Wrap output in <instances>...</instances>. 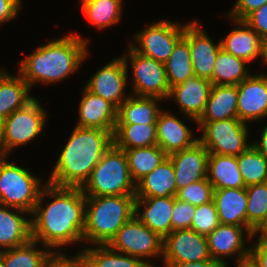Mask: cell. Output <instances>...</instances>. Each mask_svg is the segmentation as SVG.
I'll use <instances>...</instances> for the list:
<instances>
[{
	"label": "cell",
	"instance_id": "obj_30",
	"mask_svg": "<svg viewBox=\"0 0 267 267\" xmlns=\"http://www.w3.org/2000/svg\"><path fill=\"white\" fill-rule=\"evenodd\" d=\"M113 144L119 149L157 145L156 124H116Z\"/></svg>",
	"mask_w": 267,
	"mask_h": 267
},
{
	"label": "cell",
	"instance_id": "obj_36",
	"mask_svg": "<svg viewBox=\"0 0 267 267\" xmlns=\"http://www.w3.org/2000/svg\"><path fill=\"white\" fill-rule=\"evenodd\" d=\"M90 267H150L142 259L112 250L108 245L82 250Z\"/></svg>",
	"mask_w": 267,
	"mask_h": 267
},
{
	"label": "cell",
	"instance_id": "obj_29",
	"mask_svg": "<svg viewBox=\"0 0 267 267\" xmlns=\"http://www.w3.org/2000/svg\"><path fill=\"white\" fill-rule=\"evenodd\" d=\"M206 178L214 190L246 188L236 156L209 153Z\"/></svg>",
	"mask_w": 267,
	"mask_h": 267
},
{
	"label": "cell",
	"instance_id": "obj_40",
	"mask_svg": "<svg viewBox=\"0 0 267 267\" xmlns=\"http://www.w3.org/2000/svg\"><path fill=\"white\" fill-rule=\"evenodd\" d=\"M220 225L218 213L213 200L196 206L190 229L207 236Z\"/></svg>",
	"mask_w": 267,
	"mask_h": 267
},
{
	"label": "cell",
	"instance_id": "obj_3",
	"mask_svg": "<svg viewBox=\"0 0 267 267\" xmlns=\"http://www.w3.org/2000/svg\"><path fill=\"white\" fill-rule=\"evenodd\" d=\"M88 40L78 34L54 39L22 59L19 74L30 88L37 82H60L76 72L88 57Z\"/></svg>",
	"mask_w": 267,
	"mask_h": 267
},
{
	"label": "cell",
	"instance_id": "obj_14",
	"mask_svg": "<svg viewBox=\"0 0 267 267\" xmlns=\"http://www.w3.org/2000/svg\"><path fill=\"white\" fill-rule=\"evenodd\" d=\"M244 228L245 227L235 225L220 224L213 232L206 236L211 258L220 267L228 264L224 260V257L237 255L236 262L249 259L250 248L245 247L246 241H244L245 238L243 235L246 232L245 235H247L249 241H251L254 236Z\"/></svg>",
	"mask_w": 267,
	"mask_h": 267
},
{
	"label": "cell",
	"instance_id": "obj_6",
	"mask_svg": "<svg viewBox=\"0 0 267 267\" xmlns=\"http://www.w3.org/2000/svg\"><path fill=\"white\" fill-rule=\"evenodd\" d=\"M42 179L6 158L0 159V204L32 214L38 201Z\"/></svg>",
	"mask_w": 267,
	"mask_h": 267
},
{
	"label": "cell",
	"instance_id": "obj_52",
	"mask_svg": "<svg viewBox=\"0 0 267 267\" xmlns=\"http://www.w3.org/2000/svg\"><path fill=\"white\" fill-rule=\"evenodd\" d=\"M237 267H256L250 259L242 261V262H236ZM225 267H228V265H226Z\"/></svg>",
	"mask_w": 267,
	"mask_h": 267
},
{
	"label": "cell",
	"instance_id": "obj_32",
	"mask_svg": "<svg viewBox=\"0 0 267 267\" xmlns=\"http://www.w3.org/2000/svg\"><path fill=\"white\" fill-rule=\"evenodd\" d=\"M242 58L235 57L230 53L220 49L215 65L212 78L213 85H238L250 76L247 64Z\"/></svg>",
	"mask_w": 267,
	"mask_h": 267
},
{
	"label": "cell",
	"instance_id": "obj_51",
	"mask_svg": "<svg viewBox=\"0 0 267 267\" xmlns=\"http://www.w3.org/2000/svg\"><path fill=\"white\" fill-rule=\"evenodd\" d=\"M259 235V239L267 242V221L261 226V228L256 232Z\"/></svg>",
	"mask_w": 267,
	"mask_h": 267
},
{
	"label": "cell",
	"instance_id": "obj_8",
	"mask_svg": "<svg viewBox=\"0 0 267 267\" xmlns=\"http://www.w3.org/2000/svg\"><path fill=\"white\" fill-rule=\"evenodd\" d=\"M128 54V55H127ZM126 67L131 62L134 96L159 97L166 101L170 94L165 63L141 55L132 47L122 56ZM128 58V59H127Z\"/></svg>",
	"mask_w": 267,
	"mask_h": 267
},
{
	"label": "cell",
	"instance_id": "obj_15",
	"mask_svg": "<svg viewBox=\"0 0 267 267\" xmlns=\"http://www.w3.org/2000/svg\"><path fill=\"white\" fill-rule=\"evenodd\" d=\"M183 36L189 43L194 75L210 80L221 42L215 45L196 20L186 24Z\"/></svg>",
	"mask_w": 267,
	"mask_h": 267
},
{
	"label": "cell",
	"instance_id": "obj_49",
	"mask_svg": "<svg viewBox=\"0 0 267 267\" xmlns=\"http://www.w3.org/2000/svg\"><path fill=\"white\" fill-rule=\"evenodd\" d=\"M9 154L6 152L5 142H4V122L0 120V159L8 158Z\"/></svg>",
	"mask_w": 267,
	"mask_h": 267
},
{
	"label": "cell",
	"instance_id": "obj_37",
	"mask_svg": "<svg viewBox=\"0 0 267 267\" xmlns=\"http://www.w3.org/2000/svg\"><path fill=\"white\" fill-rule=\"evenodd\" d=\"M236 157L246 187L267 182V159L253 145Z\"/></svg>",
	"mask_w": 267,
	"mask_h": 267
},
{
	"label": "cell",
	"instance_id": "obj_1",
	"mask_svg": "<svg viewBox=\"0 0 267 267\" xmlns=\"http://www.w3.org/2000/svg\"><path fill=\"white\" fill-rule=\"evenodd\" d=\"M31 218L32 240L52 249L83 241L86 196L81 188L43 184ZM45 196L53 198L43 208Z\"/></svg>",
	"mask_w": 267,
	"mask_h": 267
},
{
	"label": "cell",
	"instance_id": "obj_20",
	"mask_svg": "<svg viewBox=\"0 0 267 267\" xmlns=\"http://www.w3.org/2000/svg\"><path fill=\"white\" fill-rule=\"evenodd\" d=\"M157 145L170 155L192 147L199 138L193 137V131L180 118L169 111L162 110L156 120Z\"/></svg>",
	"mask_w": 267,
	"mask_h": 267
},
{
	"label": "cell",
	"instance_id": "obj_13",
	"mask_svg": "<svg viewBox=\"0 0 267 267\" xmlns=\"http://www.w3.org/2000/svg\"><path fill=\"white\" fill-rule=\"evenodd\" d=\"M164 262H197L213 260L207 237L191 229L175 230L163 239Z\"/></svg>",
	"mask_w": 267,
	"mask_h": 267
},
{
	"label": "cell",
	"instance_id": "obj_4",
	"mask_svg": "<svg viewBox=\"0 0 267 267\" xmlns=\"http://www.w3.org/2000/svg\"><path fill=\"white\" fill-rule=\"evenodd\" d=\"M135 195L86 197L83 241L108 245L135 216Z\"/></svg>",
	"mask_w": 267,
	"mask_h": 267
},
{
	"label": "cell",
	"instance_id": "obj_28",
	"mask_svg": "<svg viewBox=\"0 0 267 267\" xmlns=\"http://www.w3.org/2000/svg\"><path fill=\"white\" fill-rule=\"evenodd\" d=\"M161 100L164 99L130 95L117 109L116 124H156L162 111L158 107Z\"/></svg>",
	"mask_w": 267,
	"mask_h": 267
},
{
	"label": "cell",
	"instance_id": "obj_50",
	"mask_svg": "<svg viewBox=\"0 0 267 267\" xmlns=\"http://www.w3.org/2000/svg\"><path fill=\"white\" fill-rule=\"evenodd\" d=\"M259 58H261V62H262V63L267 64V40H265V41L263 42V45H262V52H261V57H259ZM259 75H261V76L267 78V73H266V74H265V73H261V74H259Z\"/></svg>",
	"mask_w": 267,
	"mask_h": 267
},
{
	"label": "cell",
	"instance_id": "obj_5",
	"mask_svg": "<svg viewBox=\"0 0 267 267\" xmlns=\"http://www.w3.org/2000/svg\"><path fill=\"white\" fill-rule=\"evenodd\" d=\"M81 189L86 197L135 195L125 151L112 144Z\"/></svg>",
	"mask_w": 267,
	"mask_h": 267
},
{
	"label": "cell",
	"instance_id": "obj_45",
	"mask_svg": "<svg viewBox=\"0 0 267 267\" xmlns=\"http://www.w3.org/2000/svg\"><path fill=\"white\" fill-rule=\"evenodd\" d=\"M253 245L250 247L249 259L256 267H267V242L258 238Z\"/></svg>",
	"mask_w": 267,
	"mask_h": 267
},
{
	"label": "cell",
	"instance_id": "obj_41",
	"mask_svg": "<svg viewBox=\"0 0 267 267\" xmlns=\"http://www.w3.org/2000/svg\"><path fill=\"white\" fill-rule=\"evenodd\" d=\"M196 207L175 198L172 209V231L190 229Z\"/></svg>",
	"mask_w": 267,
	"mask_h": 267
},
{
	"label": "cell",
	"instance_id": "obj_25",
	"mask_svg": "<svg viewBox=\"0 0 267 267\" xmlns=\"http://www.w3.org/2000/svg\"><path fill=\"white\" fill-rule=\"evenodd\" d=\"M176 176L171 159L167 157L153 172L136 183V198L177 195Z\"/></svg>",
	"mask_w": 267,
	"mask_h": 267
},
{
	"label": "cell",
	"instance_id": "obj_10",
	"mask_svg": "<svg viewBox=\"0 0 267 267\" xmlns=\"http://www.w3.org/2000/svg\"><path fill=\"white\" fill-rule=\"evenodd\" d=\"M47 115L37 98L11 113L3 121L6 152L9 154V150L30 143L38 137L48 120Z\"/></svg>",
	"mask_w": 267,
	"mask_h": 267
},
{
	"label": "cell",
	"instance_id": "obj_26",
	"mask_svg": "<svg viewBox=\"0 0 267 267\" xmlns=\"http://www.w3.org/2000/svg\"><path fill=\"white\" fill-rule=\"evenodd\" d=\"M19 75V76H18ZM18 75L0 70V120H5L15 110L25 107L35 97L29 95V84Z\"/></svg>",
	"mask_w": 267,
	"mask_h": 267
},
{
	"label": "cell",
	"instance_id": "obj_7",
	"mask_svg": "<svg viewBox=\"0 0 267 267\" xmlns=\"http://www.w3.org/2000/svg\"><path fill=\"white\" fill-rule=\"evenodd\" d=\"M203 136L199 142L209 151L218 155L238 156L251 145L247 140L248 126L238 118L213 122H196Z\"/></svg>",
	"mask_w": 267,
	"mask_h": 267
},
{
	"label": "cell",
	"instance_id": "obj_48",
	"mask_svg": "<svg viewBox=\"0 0 267 267\" xmlns=\"http://www.w3.org/2000/svg\"><path fill=\"white\" fill-rule=\"evenodd\" d=\"M259 140L253 142L252 145L267 159V125L263 127Z\"/></svg>",
	"mask_w": 267,
	"mask_h": 267
},
{
	"label": "cell",
	"instance_id": "obj_24",
	"mask_svg": "<svg viewBox=\"0 0 267 267\" xmlns=\"http://www.w3.org/2000/svg\"><path fill=\"white\" fill-rule=\"evenodd\" d=\"M238 25L232 29L226 38L220 39L221 49L250 63L257 57H261L264 40L243 20L233 19Z\"/></svg>",
	"mask_w": 267,
	"mask_h": 267
},
{
	"label": "cell",
	"instance_id": "obj_42",
	"mask_svg": "<svg viewBox=\"0 0 267 267\" xmlns=\"http://www.w3.org/2000/svg\"><path fill=\"white\" fill-rule=\"evenodd\" d=\"M78 253V254H77ZM72 258L61 252L52 251L45 267H90L83 251L77 252Z\"/></svg>",
	"mask_w": 267,
	"mask_h": 267
},
{
	"label": "cell",
	"instance_id": "obj_47",
	"mask_svg": "<svg viewBox=\"0 0 267 267\" xmlns=\"http://www.w3.org/2000/svg\"><path fill=\"white\" fill-rule=\"evenodd\" d=\"M163 267H220L214 260L197 262H163Z\"/></svg>",
	"mask_w": 267,
	"mask_h": 267
},
{
	"label": "cell",
	"instance_id": "obj_11",
	"mask_svg": "<svg viewBox=\"0 0 267 267\" xmlns=\"http://www.w3.org/2000/svg\"><path fill=\"white\" fill-rule=\"evenodd\" d=\"M185 26L186 24L179 25L163 19L136 33L135 38L139 46L136 43L130 45L141 55L165 63L175 44L183 36Z\"/></svg>",
	"mask_w": 267,
	"mask_h": 267
},
{
	"label": "cell",
	"instance_id": "obj_16",
	"mask_svg": "<svg viewBox=\"0 0 267 267\" xmlns=\"http://www.w3.org/2000/svg\"><path fill=\"white\" fill-rule=\"evenodd\" d=\"M212 86L210 80L192 76L172 87L168 100L173 98L184 117L197 122L205 110Z\"/></svg>",
	"mask_w": 267,
	"mask_h": 267
},
{
	"label": "cell",
	"instance_id": "obj_22",
	"mask_svg": "<svg viewBox=\"0 0 267 267\" xmlns=\"http://www.w3.org/2000/svg\"><path fill=\"white\" fill-rule=\"evenodd\" d=\"M215 204L220 224L245 227L253 236L256 234L246 225V188H223L214 190Z\"/></svg>",
	"mask_w": 267,
	"mask_h": 267
},
{
	"label": "cell",
	"instance_id": "obj_35",
	"mask_svg": "<svg viewBox=\"0 0 267 267\" xmlns=\"http://www.w3.org/2000/svg\"><path fill=\"white\" fill-rule=\"evenodd\" d=\"M37 241L30 240L24 245L0 251L3 256L4 267H45L52 251L36 249Z\"/></svg>",
	"mask_w": 267,
	"mask_h": 267
},
{
	"label": "cell",
	"instance_id": "obj_43",
	"mask_svg": "<svg viewBox=\"0 0 267 267\" xmlns=\"http://www.w3.org/2000/svg\"><path fill=\"white\" fill-rule=\"evenodd\" d=\"M260 37L267 40V3L251 12L244 20Z\"/></svg>",
	"mask_w": 267,
	"mask_h": 267
},
{
	"label": "cell",
	"instance_id": "obj_34",
	"mask_svg": "<svg viewBox=\"0 0 267 267\" xmlns=\"http://www.w3.org/2000/svg\"><path fill=\"white\" fill-rule=\"evenodd\" d=\"M168 85L170 89L195 76L188 40L182 36L175 44L172 54L165 62Z\"/></svg>",
	"mask_w": 267,
	"mask_h": 267
},
{
	"label": "cell",
	"instance_id": "obj_17",
	"mask_svg": "<svg viewBox=\"0 0 267 267\" xmlns=\"http://www.w3.org/2000/svg\"><path fill=\"white\" fill-rule=\"evenodd\" d=\"M238 88V119L247 124L267 116V78L250 75Z\"/></svg>",
	"mask_w": 267,
	"mask_h": 267
},
{
	"label": "cell",
	"instance_id": "obj_33",
	"mask_svg": "<svg viewBox=\"0 0 267 267\" xmlns=\"http://www.w3.org/2000/svg\"><path fill=\"white\" fill-rule=\"evenodd\" d=\"M88 23L97 29H106L118 24L122 17V0H80Z\"/></svg>",
	"mask_w": 267,
	"mask_h": 267
},
{
	"label": "cell",
	"instance_id": "obj_31",
	"mask_svg": "<svg viewBox=\"0 0 267 267\" xmlns=\"http://www.w3.org/2000/svg\"><path fill=\"white\" fill-rule=\"evenodd\" d=\"M122 150L127 155L130 176L135 183L153 172L168 157L158 145Z\"/></svg>",
	"mask_w": 267,
	"mask_h": 267
},
{
	"label": "cell",
	"instance_id": "obj_2",
	"mask_svg": "<svg viewBox=\"0 0 267 267\" xmlns=\"http://www.w3.org/2000/svg\"><path fill=\"white\" fill-rule=\"evenodd\" d=\"M112 144L113 134L110 131L74 127L45 183L57 187L82 188Z\"/></svg>",
	"mask_w": 267,
	"mask_h": 267
},
{
	"label": "cell",
	"instance_id": "obj_27",
	"mask_svg": "<svg viewBox=\"0 0 267 267\" xmlns=\"http://www.w3.org/2000/svg\"><path fill=\"white\" fill-rule=\"evenodd\" d=\"M236 85H213L205 110L197 122H213L238 118Z\"/></svg>",
	"mask_w": 267,
	"mask_h": 267
},
{
	"label": "cell",
	"instance_id": "obj_18",
	"mask_svg": "<svg viewBox=\"0 0 267 267\" xmlns=\"http://www.w3.org/2000/svg\"><path fill=\"white\" fill-rule=\"evenodd\" d=\"M209 151L198 141L192 147L168 155L176 176L177 191L207 177Z\"/></svg>",
	"mask_w": 267,
	"mask_h": 267
},
{
	"label": "cell",
	"instance_id": "obj_21",
	"mask_svg": "<svg viewBox=\"0 0 267 267\" xmlns=\"http://www.w3.org/2000/svg\"><path fill=\"white\" fill-rule=\"evenodd\" d=\"M175 196L136 198L135 217L162 239L172 232V209ZM144 206L142 213L140 209Z\"/></svg>",
	"mask_w": 267,
	"mask_h": 267
},
{
	"label": "cell",
	"instance_id": "obj_38",
	"mask_svg": "<svg viewBox=\"0 0 267 267\" xmlns=\"http://www.w3.org/2000/svg\"><path fill=\"white\" fill-rule=\"evenodd\" d=\"M246 225L256 234L267 221V182L246 187Z\"/></svg>",
	"mask_w": 267,
	"mask_h": 267
},
{
	"label": "cell",
	"instance_id": "obj_39",
	"mask_svg": "<svg viewBox=\"0 0 267 267\" xmlns=\"http://www.w3.org/2000/svg\"><path fill=\"white\" fill-rule=\"evenodd\" d=\"M214 197V187L206 179H201L178 190L176 198L193 206L211 202Z\"/></svg>",
	"mask_w": 267,
	"mask_h": 267
},
{
	"label": "cell",
	"instance_id": "obj_9",
	"mask_svg": "<svg viewBox=\"0 0 267 267\" xmlns=\"http://www.w3.org/2000/svg\"><path fill=\"white\" fill-rule=\"evenodd\" d=\"M108 246L116 252L138 257L150 267L157 266L144 259L163 255V239L135 216L121 227Z\"/></svg>",
	"mask_w": 267,
	"mask_h": 267
},
{
	"label": "cell",
	"instance_id": "obj_19",
	"mask_svg": "<svg viewBox=\"0 0 267 267\" xmlns=\"http://www.w3.org/2000/svg\"><path fill=\"white\" fill-rule=\"evenodd\" d=\"M83 97L79 104V118L76 124L80 128H99L115 131L117 109L108 101L83 88Z\"/></svg>",
	"mask_w": 267,
	"mask_h": 267
},
{
	"label": "cell",
	"instance_id": "obj_12",
	"mask_svg": "<svg viewBox=\"0 0 267 267\" xmlns=\"http://www.w3.org/2000/svg\"><path fill=\"white\" fill-rule=\"evenodd\" d=\"M128 68L121 57L112 59L87 81L85 87L110 102L116 109L129 97L125 95ZM126 96V97H125Z\"/></svg>",
	"mask_w": 267,
	"mask_h": 267
},
{
	"label": "cell",
	"instance_id": "obj_23",
	"mask_svg": "<svg viewBox=\"0 0 267 267\" xmlns=\"http://www.w3.org/2000/svg\"><path fill=\"white\" fill-rule=\"evenodd\" d=\"M24 214L29 213L0 204V251L24 245L32 239L31 219L22 216Z\"/></svg>",
	"mask_w": 267,
	"mask_h": 267
},
{
	"label": "cell",
	"instance_id": "obj_46",
	"mask_svg": "<svg viewBox=\"0 0 267 267\" xmlns=\"http://www.w3.org/2000/svg\"><path fill=\"white\" fill-rule=\"evenodd\" d=\"M21 0H0V23L15 19L19 15Z\"/></svg>",
	"mask_w": 267,
	"mask_h": 267
},
{
	"label": "cell",
	"instance_id": "obj_44",
	"mask_svg": "<svg viewBox=\"0 0 267 267\" xmlns=\"http://www.w3.org/2000/svg\"><path fill=\"white\" fill-rule=\"evenodd\" d=\"M267 0H236L233 8L227 13V16L232 19L244 20L251 12L262 7Z\"/></svg>",
	"mask_w": 267,
	"mask_h": 267
},
{
	"label": "cell",
	"instance_id": "obj_53",
	"mask_svg": "<svg viewBox=\"0 0 267 267\" xmlns=\"http://www.w3.org/2000/svg\"><path fill=\"white\" fill-rule=\"evenodd\" d=\"M0 267H4L3 256L1 252H0Z\"/></svg>",
	"mask_w": 267,
	"mask_h": 267
}]
</instances>
